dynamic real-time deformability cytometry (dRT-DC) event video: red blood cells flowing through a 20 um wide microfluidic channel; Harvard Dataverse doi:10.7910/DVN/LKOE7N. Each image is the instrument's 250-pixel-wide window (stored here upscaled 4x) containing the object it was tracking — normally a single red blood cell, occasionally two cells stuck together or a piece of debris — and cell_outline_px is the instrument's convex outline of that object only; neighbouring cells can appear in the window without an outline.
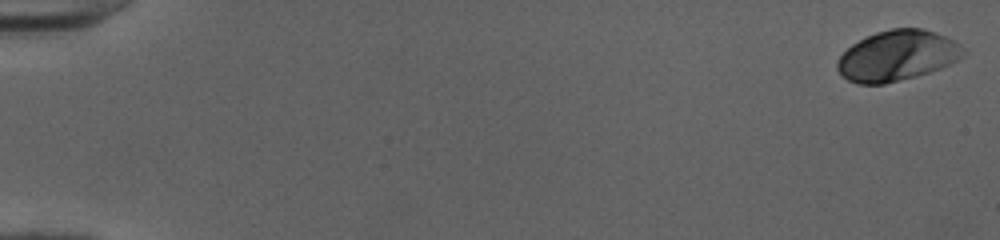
{"species": "human", "species_latin": "Homo sapiens", "temperature_condition": "cold", "stored_images_in_passage": 52, "camera_frame_rate_fps": 3000, "um_per_image_px": 0.085, "donor": {"sex": "female"}, "frame": {"image": 1, "passage_image": 1, "time_ms": 0.0, "image_size_px": [1000, 240], "cell_outline_px": [[964, 56], [940, 68], [916, 76], [884, 84], [856, 84], [848, 80], [836, 68], [836, 60], [852, 44], [876, 32], [892, 28], [920, 28], [944, 36], [952, 40], [964, 48]], "centroid_in_image_um": [76.23, 4.74], "position_along_channel_um": 8.8, "area_um2": 36.59}}
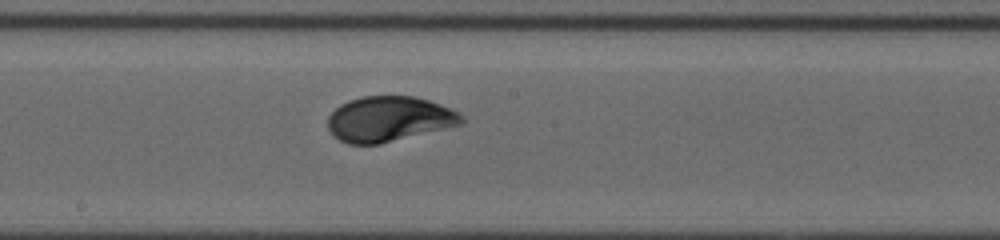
{"frame": {"image": 2, "passage_image": 30, "time_ms": 9.667, "image_size_px": [1000, 240], "cell_outline_px": [[464, 124], [380, 144], [348, 144], [332, 136], [328, 128], [328, 116], [340, 104], [348, 100], [364, 96], [412, 96], [428, 100], [440, 104], [460, 112], [464, 116]], "centroid_in_image_um": [33.07, 10.12], "position_along_channel_um": 215.1, "area_um2": 35.49}}
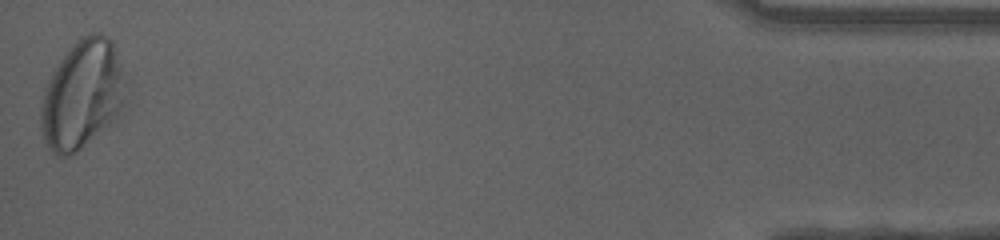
{"frame": {"image": 3, "passage_image": 52, "time_ms": 17.0, "image_size_px": [1000, 240], "cell_outline_px": [[128, 84], [124, 100], [116, 120], [76, 152], [68, 156], [56, 156], [48, 148], [44, 140], [40, 128], [40, 100], [44, 88], [52, 72], [64, 52], [80, 36], [92, 32], [100, 32], [108, 36], [112, 40], [128, 80]], "centroid_in_image_um": [7.0, 8.01], "position_along_channel_um": 428.2, "area_um2": 54.97}, "authors_computed_cell_mechanics": {"area_um2": 35.9516, "velocity_mm_per_s": 3.9986, "shape_relaxation_time_tau1_ms": 3.1634, "shape_relaxation_time_tau2_ms": null, "deformation_change_tau1": 0.1421, "deformation_change_tau2": null}}